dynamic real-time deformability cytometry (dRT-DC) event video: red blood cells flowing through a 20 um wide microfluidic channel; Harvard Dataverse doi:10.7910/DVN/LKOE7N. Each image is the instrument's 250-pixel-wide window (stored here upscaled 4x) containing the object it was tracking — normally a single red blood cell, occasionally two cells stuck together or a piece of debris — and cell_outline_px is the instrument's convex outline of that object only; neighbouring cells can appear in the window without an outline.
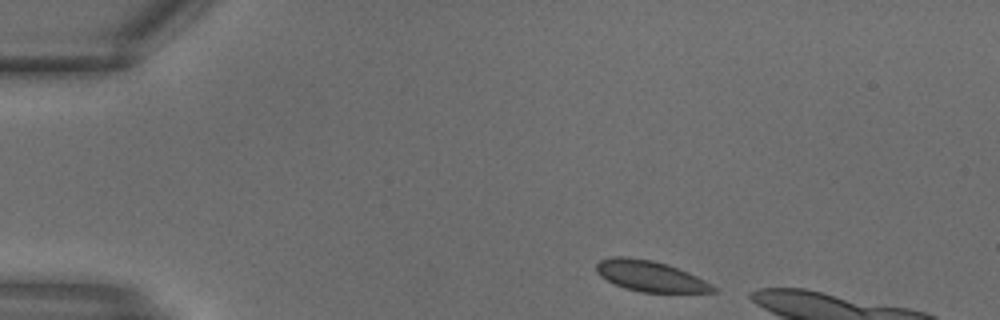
{"species": "common noctule bat (a hibernating species)", "species_latin": "Nyctalus noctula", "temperature_condition": "warm", "stored_images_in_passage": 8, "camera_frame_rate_fps": 3000, "um_per_image_px": 0.085, "animal": {"sex": "male", "body_mass_g": 18.8}, "frame": {"image": 1, "passage_image": 1, "time_ms": 0.0, "image_size_px": [1000, 320], "cell_outline_px": [[716, 292], [640, 292], [624, 288], [600, 276], [596, 272], [596, 264], [600, 260], [612, 256], [628, 256], [652, 260], [668, 264], [688, 272], [712, 284], [716, 288]], "centroid_in_image_um": [55.25, 23.45], "position_along_channel_um": 29.8, "area_um2": 20.92}}
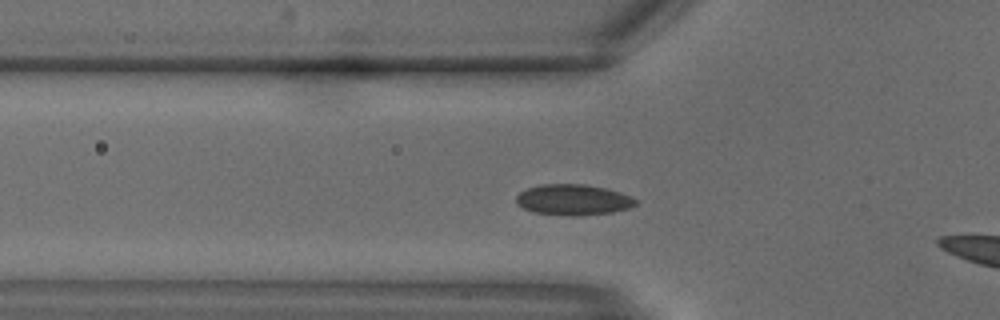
{"frame": {"image": 2, "passage_image": 6, "time_ms": 1.667, "image_size_px": [1000, 320], "cell_outline_px": [[636, 204], [632, 208], [612, 212], [576, 216], [564, 216], [532, 212], [516, 204], [516, 196], [520, 192], [528, 188], [540, 184], [584, 184], [604, 188], [620, 192], [636, 200]], "centroid_in_image_um": [48.69, 16.99], "position_along_channel_um": 77.1, "area_um2": 21.5}}